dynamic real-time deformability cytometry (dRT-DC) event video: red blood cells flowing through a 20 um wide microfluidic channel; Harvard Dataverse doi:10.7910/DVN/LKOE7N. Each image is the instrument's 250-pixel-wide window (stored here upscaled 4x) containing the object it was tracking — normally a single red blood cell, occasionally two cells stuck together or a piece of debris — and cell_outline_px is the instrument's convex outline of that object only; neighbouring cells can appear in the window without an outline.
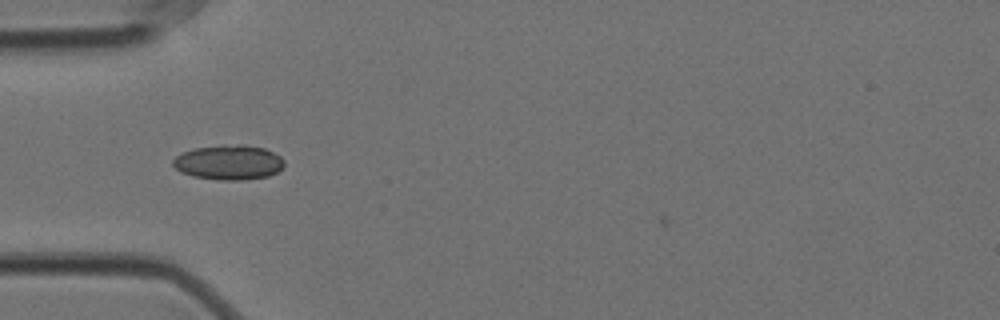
{"species": "Egyptian fruit bat (a non-hibernating species)", "species_latin": "Rousettus aegyptiacus", "temperature_condition": "cold", "stored_images_in_passage": 48, "camera_frame_rate_fps": 3000, "um_per_image_px": 0.085, "animal": {"sex": "female"}, "frame": {"image": 1, "passage_image": 9, "time_ms": 2.667, "image_size_px": [1000, 320], "cell_outline_px": [[284, 168], [268, 176], [244, 180], [220, 180], [192, 176], [180, 172], [172, 164], [172, 160], [176, 156], [184, 152], [196, 148], [220, 144], [244, 144], [264, 148], [280, 156], [284, 160]], "centroid_in_image_um": [19.45, 13.79], "position_along_channel_um": 65.6, "area_um2": 22.77}}
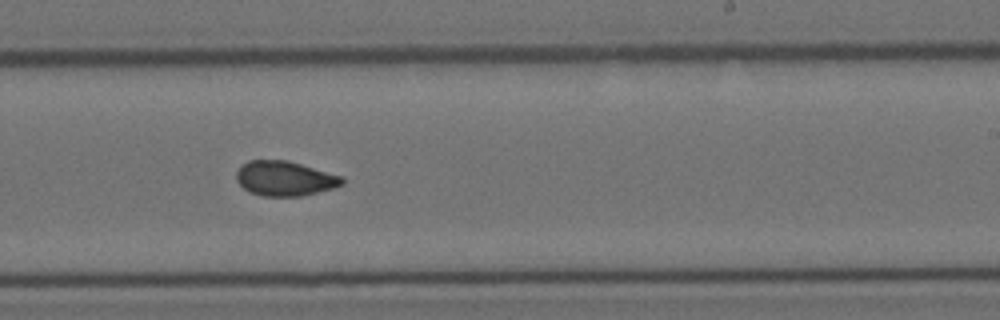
{"frame": {"image": 2, "passage_image": 26, "time_ms": 8.333, "image_size_px": [1000, 320], "cell_outline_px": [[344, 184], [332, 188], [300, 196], [264, 196], [248, 192], [236, 180], [236, 172], [248, 160], [288, 160], [344, 176]], "centroid_in_image_um": [24.22, 15.16], "position_along_channel_um": 264.8, "area_um2": 21.44}}
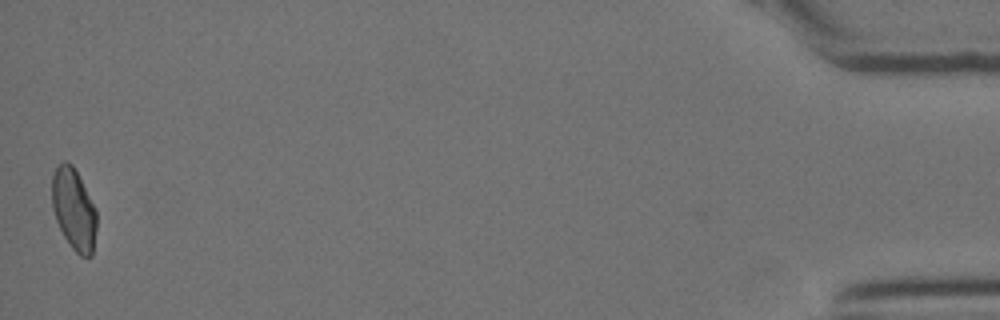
{"frame": {"image": 3, "passage_image": 48, "time_ms": 15.667, "image_size_px": [1000, 320], "cell_outline_px": [[96, 228], [92, 256], [80, 256], [72, 248], [64, 236], [56, 220], [52, 208], [52, 176], [56, 168], [64, 160], [72, 164], [96, 212]], "centroid_in_image_um": [6.25, 17.81], "position_along_channel_um": 428.9, "area_um2": 20.69}, "authors_computed_cell_mechanics": {"area_um2": 21.0681, "velocity_mm_per_s": 3.5272, "shape_relaxation_time_tau1_ms": null, "shape_relaxation_time_tau2_ms": 2.5788, "deformation_change_tau1": null, "deformation_change_tau2": 0.0688}}